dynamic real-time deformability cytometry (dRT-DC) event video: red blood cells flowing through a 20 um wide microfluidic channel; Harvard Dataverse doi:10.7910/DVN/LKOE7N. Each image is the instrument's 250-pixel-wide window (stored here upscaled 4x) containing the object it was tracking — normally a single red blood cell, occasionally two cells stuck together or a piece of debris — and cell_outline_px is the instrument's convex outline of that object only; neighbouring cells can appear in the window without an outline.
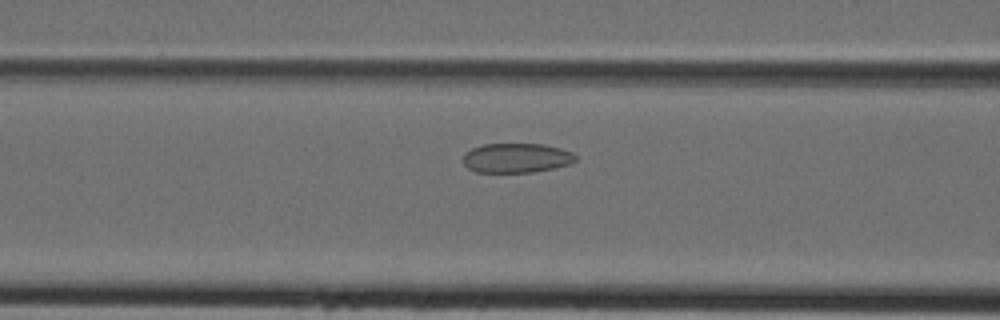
{"species": "Egyptian fruit bat (a non-hibernating species)", "species_latin": "Rousettus aegyptiacus", "temperature_condition": "cold", "stored_images_in_passage": 32, "camera_frame_rate_fps": 3000, "um_per_image_px": 0.085, "animal": {"sex": "female"}, "frame": {"image": 1, "passage_image": 7, "time_ms": 2.0, "image_size_px": [1000, 320], "cell_outline_px": [[576, 160], [572, 164], [556, 168], [532, 172], [476, 172], [468, 168], [464, 164], [464, 152], [472, 148], [484, 144], [544, 144], [560, 148], [572, 152], [576, 156]], "centroid_in_image_um": [43.92, 13.43], "position_along_channel_um": 122.7, "area_um2": 19.48}}
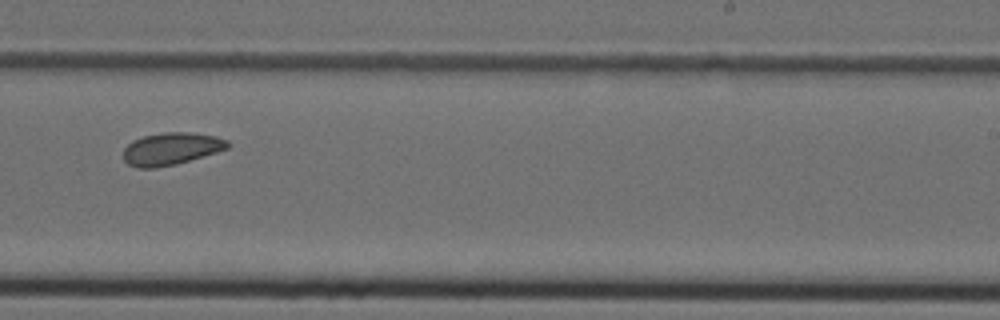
{"frame": {"image": 2, "passage_image": 17, "time_ms": 5.333, "image_size_px": [1000, 320], "cell_outline_px": [[232, 144], [228, 148], [216, 152], [176, 164], [156, 168], [136, 168], [128, 164], [124, 160], [124, 148], [132, 140], [144, 136], [164, 132], [188, 132], [216, 136], [228, 140]], "centroid_in_image_um": [14.55, 12.64], "position_along_channel_um": 274.5, "area_um2": 19.71}}
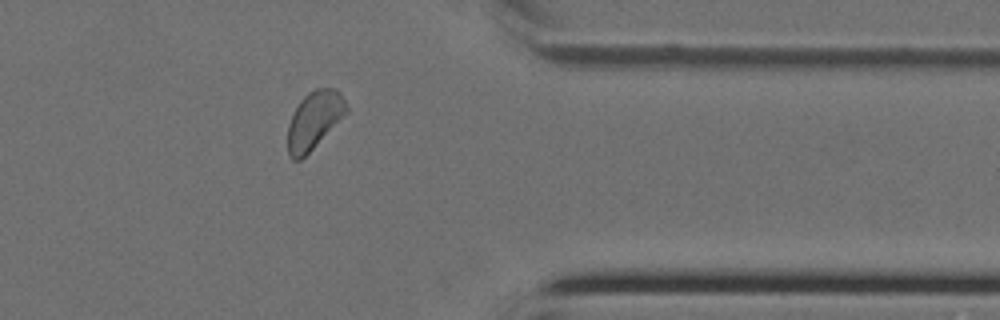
{"frame": {"image": 3, "passage_image": 25, "time_ms": 8.0, "image_size_px": [1000, 320], "cell_outline_px": [[348, 112], [300, 160], [292, 160], [288, 152], [288, 124], [292, 112], [300, 100], [308, 92], [316, 88], [332, 88], [340, 92], [348, 108]], "centroid_in_image_um": [26.69, 10.18], "position_along_channel_um": 384.7, "area_um2": 19.48}}